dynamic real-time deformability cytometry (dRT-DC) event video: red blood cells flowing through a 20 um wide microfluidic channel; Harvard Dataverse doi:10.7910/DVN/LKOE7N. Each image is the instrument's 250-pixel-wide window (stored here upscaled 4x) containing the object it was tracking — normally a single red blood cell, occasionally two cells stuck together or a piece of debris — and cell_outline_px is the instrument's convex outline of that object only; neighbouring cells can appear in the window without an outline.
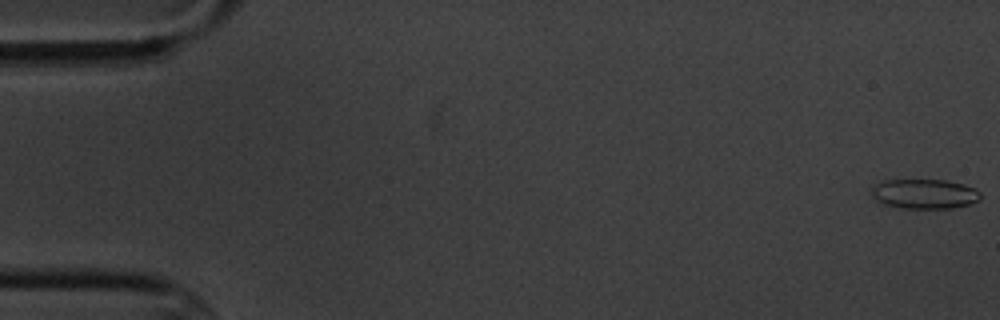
{"species": "common noctule bat (a hibernating species)", "species_latin": "Nyctalus noctula", "temperature_condition": "cold", "stored_images_in_passage": 6, "camera_frame_rate_fps": 3000, "um_per_image_px": 0.085, "animal": {"sex": "male", "body_mass_g": 20.1, "forearm_length_mm": 53.5}, "frame": {"image": 1, "passage_image": 1, "time_ms": 0.0, "image_size_px": [1000, 320], "cell_outline_px": [[980, 200], [968, 204], [952, 208], [900, 208], [880, 204], [872, 196], [872, 188], [876, 184], [884, 180], [944, 180], [964, 184], [980, 192]], "centroid_in_image_um": [78.54, 16.49], "position_along_channel_um": 6.5, "area_um2": 18.84}}
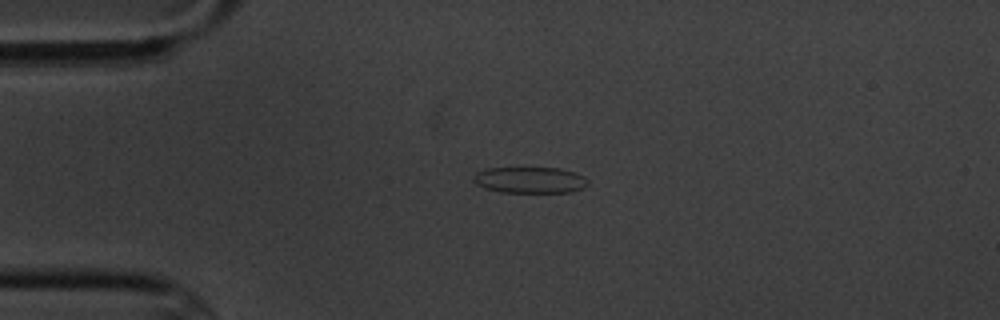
{"frame": {"image": 2, "passage_image": 4, "time_ms": 4.333, "image_size_px": [1000, 320], "cell_outline_px": [[588, 184], [584, 188], [572, 192], [500, 192], [484, 188], [476, 184], [472, 180], [476, 172], [488, 168], [560, 168], [576, 172], [584, 176], [588, 180]], "centroid_in_image_um": [45.07, 15.3], "position_along_channel_um": 39.9, "area_um2": 17.63}}
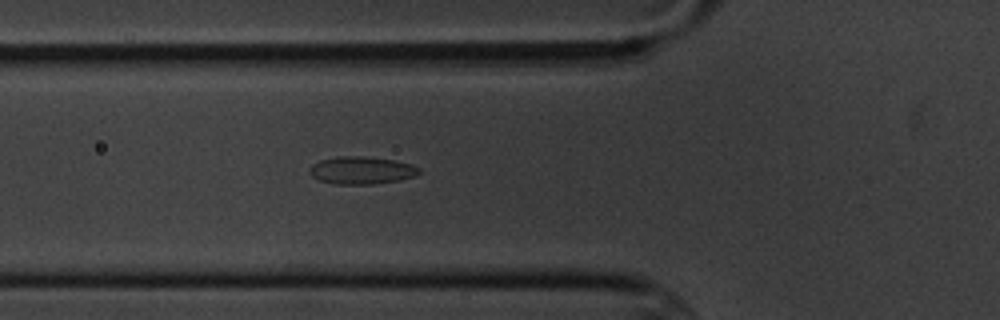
{"frame": {"image": 3, "passage_image": 6, "time_ms": 6.667, "image_size_px": [1000, 320], "cell_outline_px": [[420, 172], [416, 176], [400, 180], [372, 184], [332, 184], [320, 180], [312, 176], [308, 172], [312, 164], [320, 160], [336, 156], [364, 156], [392, 160], [412, 164], [420, 168]], "centroid_in_image_um": [30.72, 14.48], "position_along_channel_um": 95.1, "area_um2": 17.69}}